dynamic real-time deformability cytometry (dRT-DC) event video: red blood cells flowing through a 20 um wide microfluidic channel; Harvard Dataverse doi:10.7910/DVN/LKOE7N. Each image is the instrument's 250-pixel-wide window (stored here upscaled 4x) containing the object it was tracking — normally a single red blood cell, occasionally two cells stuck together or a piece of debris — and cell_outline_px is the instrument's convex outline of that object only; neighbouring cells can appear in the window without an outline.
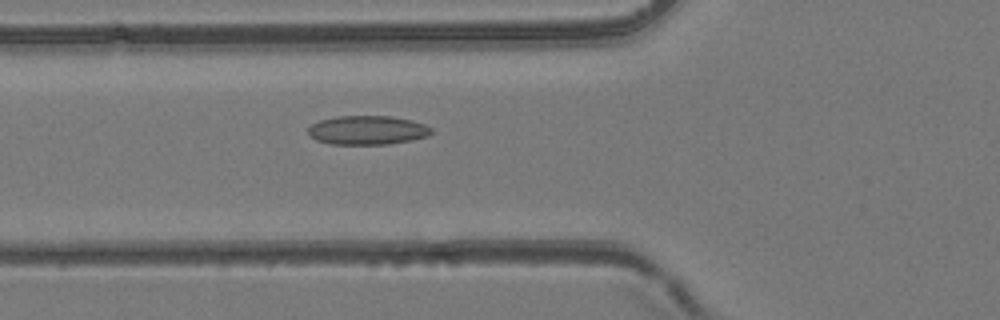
{"species": "common noctule bat (a hibernating species)", "species_latin": "Nyctalus noctula", "temperature_condition": "room temperature", "stored_images_in_passage": 42, "camera_frame_rate_fps": 3000, "um_per_image_px": 0.085, "animal": {"sex": "female", "body_mass_g": 24.6, "forearm_length_mm": 56.2}, "frame": {"image": 1, "passage_image": 13, "time_ms": 4.0, "image_size_px": [1000, 320], "cell_outline_px": [[432, 132], [428, 136], [412, 140], [388, 144], [332, 144], [316, 140], [308, 132], [308, 128], [312, 124], [320, 120], [336, 116], [388, 116], [412, 120], [424, 124], [432, 128]], "centroid_in_image_um": [31.24, 11.06], "position_along_channel_um": 94.6, "area_um2": 20.75}}
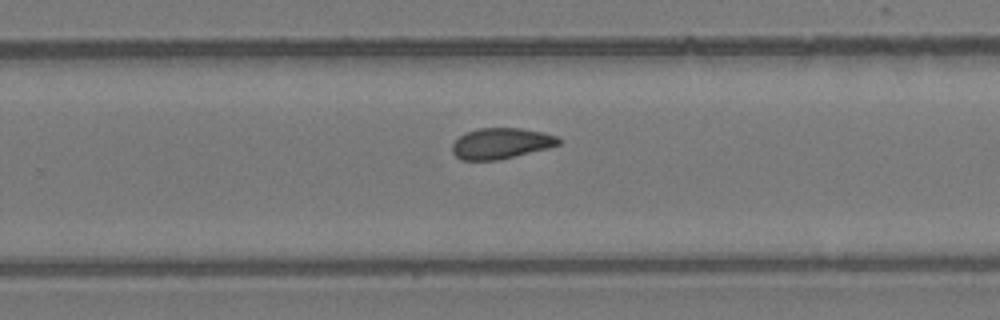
{"frame": {"image": 2, "passage_image": 26, "time_ms": 8.333, "image_size_px": [1000, 320], "cell_outline_px": [[560, 144], [548, 148], [500, 160], [460, 160], [452, 152], [452, 144], [464, 132], [480, 128], [520, 128], [544, 132], [556, 136], [560, 140]], "centroid_in_image_um": [42.57, 12.19], "position_along_channel_um": 287.2, "area_um2": 19.19}}
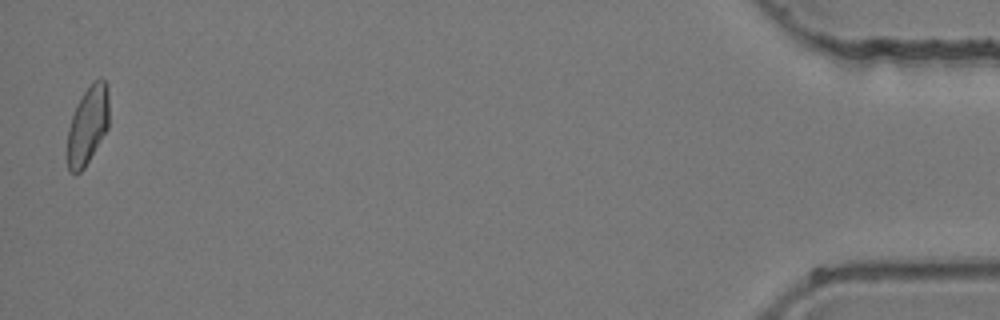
{"frame": {"image": 3, "passage_image": 42, "time_ms": 13.667, "image_size_px": [1000, 320], "cell_outline_px": [[108, 128], [84, 168], [80, 172], [68, 172], [68, 128], [76, 104], [92, 80], [100, 76], [108, 84]], "centroid_in_image_um": [7.47, 10.58], "position_along_channel_um": 427.7, "area_um2": 19.02}}